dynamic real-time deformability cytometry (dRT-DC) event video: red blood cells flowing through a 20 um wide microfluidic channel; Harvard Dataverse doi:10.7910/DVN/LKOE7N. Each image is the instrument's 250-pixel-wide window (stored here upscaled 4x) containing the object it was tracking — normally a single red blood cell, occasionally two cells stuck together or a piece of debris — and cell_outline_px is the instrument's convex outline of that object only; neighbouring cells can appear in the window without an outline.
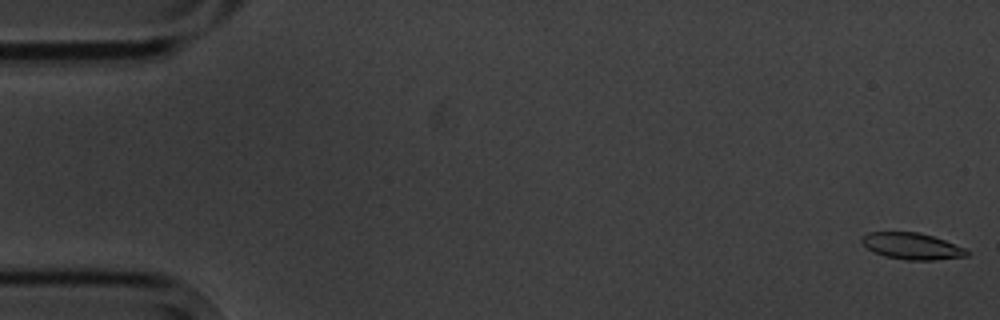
{"species": "common noctule bat (a hibernating species)", "species_latin": "Nyctalus noctula", "temperature_condition": "cold", "stored_images_in_passage": 6, "camera_frame_rate_fps": 3000, "um_per_image_px": 0.085, "animal": {"sex": "male", "body_mass_g": 20.1, "forearm_length_mm": 53.5}, "frame": {"image": 1, "passage_image": 1, "time_ms": 0.0, "image_size_px": [1000, 320], "cell_outline_px": [[968, 256], [932, 260], [908, 260], [884, 256], [868, 248], [860, 240], [868, 232], [920, 232], [944, 240], [964, 248], [968, 252]], "centroid_in_image_um": [77.51, 20.92], "position_along_channel_um": 7.5, "area_um2": 15.95}}